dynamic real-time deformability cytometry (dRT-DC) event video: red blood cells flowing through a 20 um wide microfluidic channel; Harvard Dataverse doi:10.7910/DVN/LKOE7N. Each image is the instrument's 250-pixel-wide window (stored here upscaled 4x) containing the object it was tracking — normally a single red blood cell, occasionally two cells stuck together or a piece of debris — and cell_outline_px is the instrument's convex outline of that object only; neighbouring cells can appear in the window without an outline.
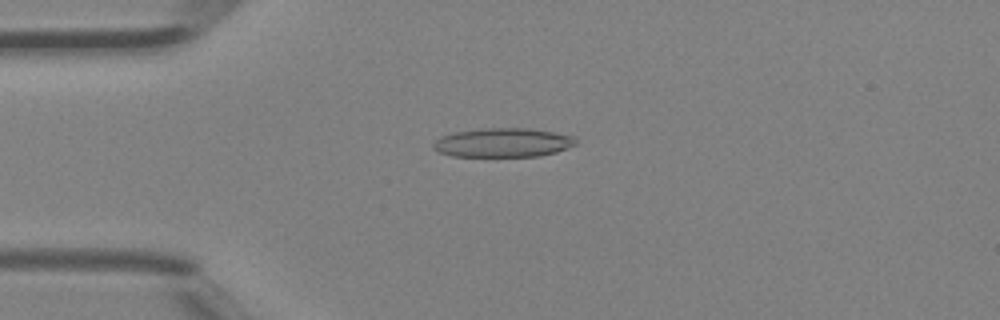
{"species": "Egyptian fruit bat (a non-hibernating species)", "species_latin": "Rousettus aegyptiacus", "temperature_condition": "room temperature", "stored_images_in_passage": 3, "camera_frame_rate_fps": 3000, "um_per_image_px": 0.085, "animal": {"sex": "female"}, "frame": {"image": 1, "passage_image": 3, "time_ms": 0.667, "image_size_px": [1000, 320], "cell_outline_px": [[576, 144], [556, 152], [540, 156], [452, 156], [440, 152], [432, 148], [432, 144], [440, 136], [452, 132], [480, 128], [528, 128], [552, 132], [572, 136], [576, 140]], "centroid_in_image_um": [42.7, 12.11], "position_along_channel_um": 42.3, "area_um2": 24.1}}